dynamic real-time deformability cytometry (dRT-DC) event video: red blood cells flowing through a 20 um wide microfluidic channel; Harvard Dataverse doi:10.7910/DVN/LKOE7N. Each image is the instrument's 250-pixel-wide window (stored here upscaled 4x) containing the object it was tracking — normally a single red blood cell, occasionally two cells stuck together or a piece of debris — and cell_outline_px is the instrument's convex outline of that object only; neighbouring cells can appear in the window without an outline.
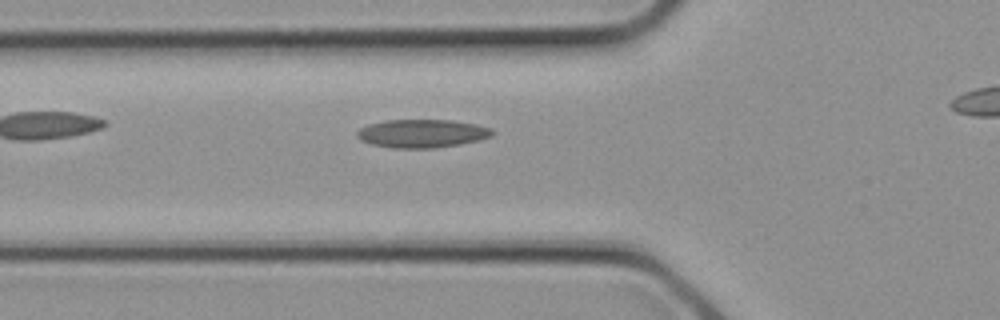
{"species": "common noctule bat (a hibernating species)", "species_latin": "Nyctalus noctula", "temperature_condition": "cold", "stored_images_in_passage": 5, "camera_frame_rate_fps": 3000, "um_per_image_px": 0.085, "animal": {"sex": "female", "body_mass_g": 21.9}, "frame": {"image": 1, "passage_image": 5, "time_ms": 1.333, "image_size_px": [1000, 320], "cell_outline_px": [[496, 132], [492, 136], [480, 140], [460, 144], [432, 148], [392, 148], [372, 144], [360, 140], [356, 136], [356, 132], [360, 128], [368, 124], [388, 120], [448, 120], [476, 124], [492, 128]], "centroid_in_image_um": [35.89, 11.35], "position_along_channel_um": 89.9, "area_um2": 22.37}}